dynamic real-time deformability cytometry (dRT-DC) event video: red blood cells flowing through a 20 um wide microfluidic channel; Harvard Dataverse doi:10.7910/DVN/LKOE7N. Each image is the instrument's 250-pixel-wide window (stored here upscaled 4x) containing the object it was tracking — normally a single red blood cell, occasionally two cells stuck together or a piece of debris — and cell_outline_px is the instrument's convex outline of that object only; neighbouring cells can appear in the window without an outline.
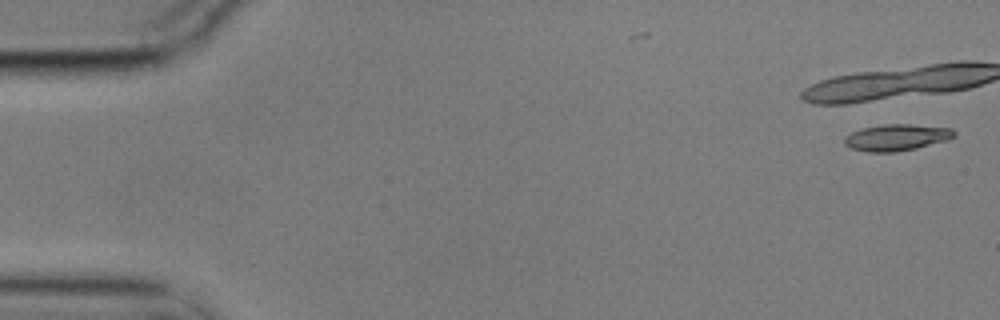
{"species": "common noctule bat (a hibernating species)", "species_latin": "Nyctalus noctula", "temperature_condition": "cold", "stored_images_in_passage": 8, "camera_frame_rate_fps": 3000, "um_per_image_px": 0.085, "animal": {"sex": "male", "body_mass_g": 17.9}, "frame": {"image": 1, "passage_image": 1, "time_ms": 0.0, "image_size_px": [1000, 320], "cell_outline_px": [[956, 136], [948, 140], [916, 148], [896, 152], [868, 152], [852, 148], [844, 144], [844, 140], [852, 132], [864, 128], [884, 124], [908, 124], [952, 128], [956, 132]], "centroid_in_image_um": [76.26, 11.68], "position_along_channel_um": 8.7, "area_um2": 16.82}}